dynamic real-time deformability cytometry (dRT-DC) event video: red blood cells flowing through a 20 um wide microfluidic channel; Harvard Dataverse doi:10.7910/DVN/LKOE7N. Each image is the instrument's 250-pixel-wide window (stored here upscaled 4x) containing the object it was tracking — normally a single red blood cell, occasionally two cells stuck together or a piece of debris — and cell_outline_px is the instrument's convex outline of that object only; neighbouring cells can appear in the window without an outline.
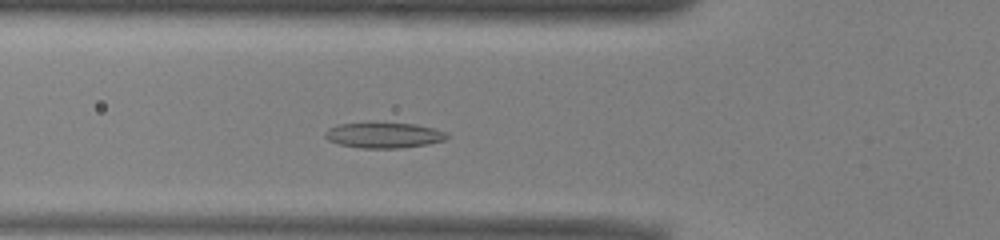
{"species": "common noctule bat (a hibernating species)", "species_latin": "Nyctalus noctula", "temperature_condition": "warm", "stored_images_in_passage": 40, "camera_frame_rate_fps": 3000, "um_per_image_px": 0.085, "animal": {"sex": "male", "body_mass_g": 13.0, "forearm_length_mm": 53.1}, "frame": {"image": 1, "passage_image": 5, "time_ms": 1.333, "image_size_px": [1000, 240], "cell_outline_px": [[448, 136], [444, 140], [428, 144], [400, 148], [360, 148], [340, 144], [328, 140], [324, 136], [324, 132], [328, 128], [340, 124], [372, 120], [416, 124], [432, 128], [444, 132]], "centroid_in_image_um": [32.56, 11.45], "position_along_channel_um": 93.2, "area_um2": 18.73}}
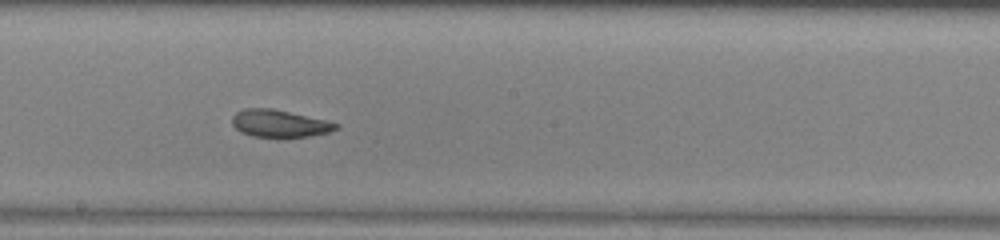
{"frame": {"image": 2, "passage_image": 15, "time_ms": 4.667, "image_size_px": [1000, 240], "cell_outline_px": [[340, 124], [336, 128], [328, 132], [308, 136], [276, 140], [252, 136], [240, 132], [232, 124], [232, 116], [236, 112], [244, 108], [272, 108], [324, 120]], "centroid_in_image_um": [23.69, 10.53], "position_along_channel_um": 224.5, "area_um2": 16.94}}
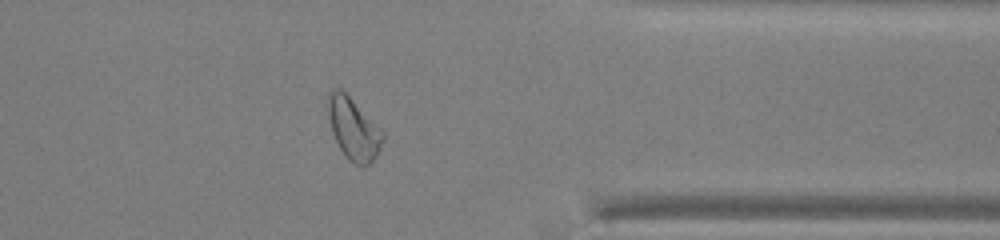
{"frame": {"image": 3, "passage_image": 28, "time_ms": 9.0, "image_size_px": [1000, 240], "cell_outline_px": [[384, 136], [380, 148], [376, 156], [364, 168], [348, 160], [340, 148], [332, 132], [328, 116], [328, 92], [332, 88], [340, 88], [384, 132]], "centroid_in_image_um": [30.03, 10.96], "position_along_channel_um": 381.4, "area_um2": 19.42}, "authors_computed_cell_mechanics": {"area_um2": 18.3226, "velocity_mm_per_s": 3.9362, "shape_relaxation_time_tau1_ms": 5.9177, "shape_relaxation_time_tau2_ms": 2.6655, "deformation_change_tau1": 0.1537, "deformation_change_tau2": 0.0899}}